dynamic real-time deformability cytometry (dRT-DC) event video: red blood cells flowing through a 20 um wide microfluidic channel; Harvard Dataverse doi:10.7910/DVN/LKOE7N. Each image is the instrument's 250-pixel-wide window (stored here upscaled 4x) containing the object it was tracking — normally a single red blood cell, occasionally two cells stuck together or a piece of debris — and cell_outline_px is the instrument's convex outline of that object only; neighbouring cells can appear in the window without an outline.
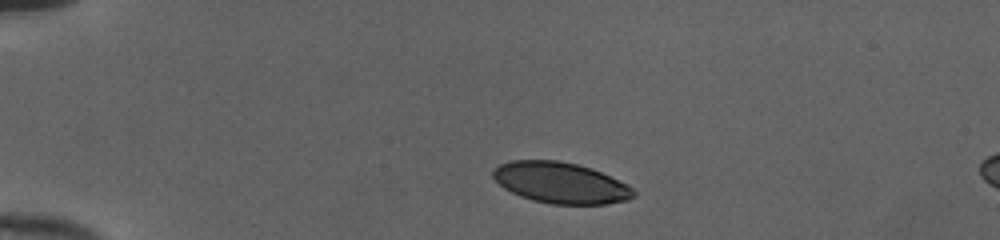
{"species": "human", "species_latin": "Homo sapiens", "temperature_condition": "cold", "stored_images_in_passage": 7, "camera_frame_rate_fps": 3000, "um_per_image_px": 0.085, "donor": {"sex": "female"}, "frame": {"image": 1, "passage_image": 1, "time_ms": 0.0, "image_size_px": [1000, 240], "cell_outline_px": [[636, 196], [628, 200], [608, 204], [552, 204], [532, 200], [520, 196], [504, 188], [492, 176], [492, 172], [500, 164], [512, 160], [560, 160], [592, 168], [628, 184], [636, 192]], "centroid_in_image_um": [47.69, 15.54], "position_along_channel_um": 37.3, "area_um2": 33.7}}